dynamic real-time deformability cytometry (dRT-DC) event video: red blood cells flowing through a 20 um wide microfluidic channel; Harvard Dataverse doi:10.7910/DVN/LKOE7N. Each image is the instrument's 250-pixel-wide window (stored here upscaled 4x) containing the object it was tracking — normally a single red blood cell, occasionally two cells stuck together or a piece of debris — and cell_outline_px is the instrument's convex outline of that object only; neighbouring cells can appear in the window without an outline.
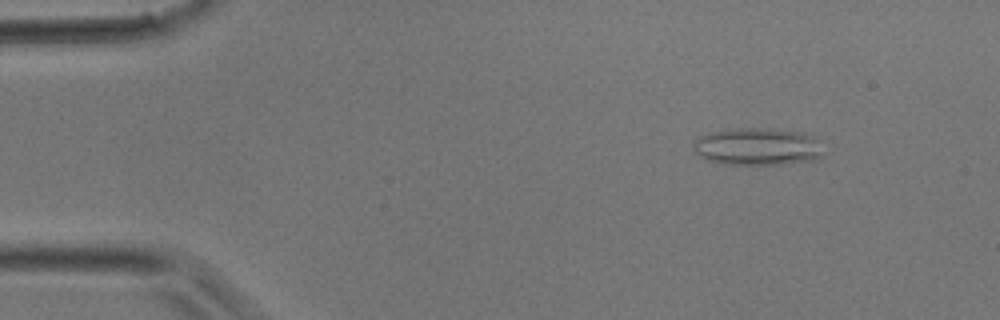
{"species": "common noctule bat (a hibernating species)", "species_latin": "Nyctalus noctula", "temperature_condition": "room temperature", "stored_images_in_passage": 33, "camera_frame_rate_fps": 3000, "um_per_image_px": 0.085, "animal": {"sex": "male", "body_mass_g": 17.9}, "frame": {"image": 1, "passage_image": 1, "time_ms": 0.0, "image_size_px": [1000, 320], "cell_outline_px": [[820, 156], [816, 160], [780, 164], [724, 164], [708, 160], [700, 156], [692, 148], [692, 144], [700, 136], [708, 132], [740, 128], [768, 128], [796, 132], [816, 136], [820, 152]], "centroid_in_image_um": [64.34, 12.46], "position_along_channel_um": 20.7, "area_um2": 28.09}}
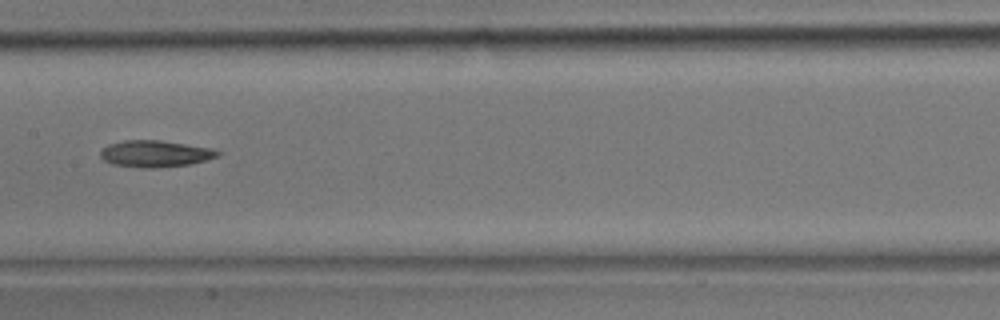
{"frame": {"image": 2, "passage_image": 15, "time_ms": 4.667, "image_size_px": [1000, 320], "cell_outline_px": [[220, 152], [216, 156], [204, 160], [188, 164], [152, 168], [144, 168], [112, 164], [104, 160], [100, 156], [100, 152], [108, 144], [124, 140], [160, 140], [212, 148]], "centroid_in_image_um": [13.14, 13.06], "position_along_channel_um": 194.3, "area_um2": 17.92}}
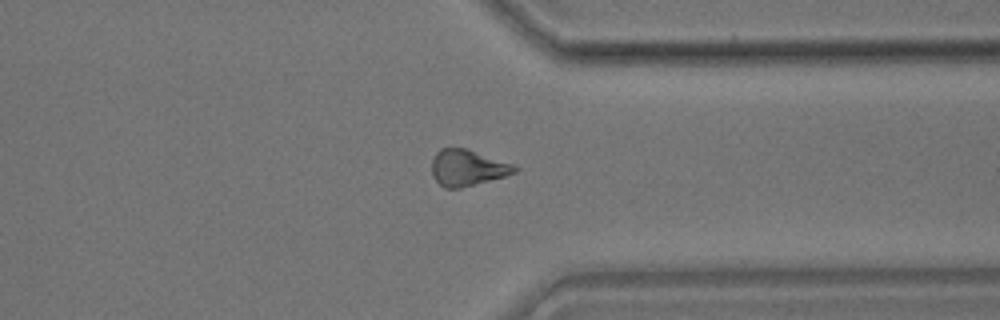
{"frame": {"image": 3, "passage_image": 25, "time_ms": 8.0, "image_size_px": [1000, 320], "cell_outline_px": [[520, 168], [516, 172], [504, 176], [460, 188], [444, 188], [432, 176], [432, 160], [436, 152], [440, 148], [468, 148], [512, 164]], "centroid_in_image_um": [39.72, 14.25], "position_along_channel_um": 371.7, "area_um2": 17.4}}